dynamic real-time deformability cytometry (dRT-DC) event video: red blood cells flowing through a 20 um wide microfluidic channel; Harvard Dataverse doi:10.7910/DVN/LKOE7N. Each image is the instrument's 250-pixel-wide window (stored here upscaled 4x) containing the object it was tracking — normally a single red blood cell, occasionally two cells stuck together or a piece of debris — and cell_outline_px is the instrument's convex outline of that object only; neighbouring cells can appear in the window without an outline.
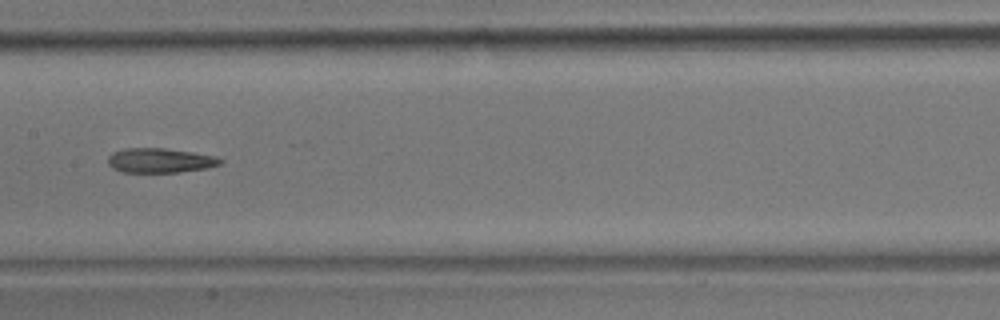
{"species": "common noctule bat (a hibernating species)", "species_latin": "Nyctalus noctula", "temperature_condition": "room temperature", "stored_images_in_passage": 10, "camera_frame_rate_fps": 3000, "um_per_image_px": 0.085, "animal": {"sex": "male", "body_mass_g": 17.9}, "frame": {"image": 1, "passage_image": 9, "time_ms": 9.333, "image_size_px": [1000, 320], "cell_outline_px": [[224, 160], [220, 164], [208, 168], [180, 172], [124, 172], [112, 168], [108, 164], [108, 156], [112, 152], [124, 148], [164, 148], [192, 152], [216, 156]], "centroid_in_image_um": [13.6, 13.63], "position_along_channel_um": 193.8, "area_um2": 16.18}}